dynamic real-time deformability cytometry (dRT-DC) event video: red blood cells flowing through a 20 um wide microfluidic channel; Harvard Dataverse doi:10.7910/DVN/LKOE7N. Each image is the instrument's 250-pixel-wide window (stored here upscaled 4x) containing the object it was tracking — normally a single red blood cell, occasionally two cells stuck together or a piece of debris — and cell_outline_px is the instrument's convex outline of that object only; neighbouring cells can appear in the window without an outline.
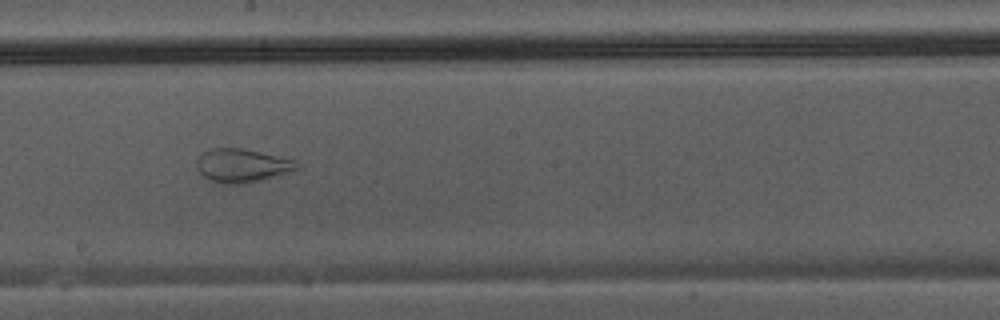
{"species": "Egyptian fruit bat (a non-hibernating species)", "species_latin": "Rousettus aegyptiacus", "temperature_condition": "warm", "stored_images_in_passage": 46, "segment_of_instrument_passage": [2, 2], "camera_frame_rate_fps": 3000, "um_per_image_px": 0.085, "animal": {"sex": "male"}, "frame": {"image": 1, "passage_image": 27, "time_ms": 8.667, "image_size_px": [1000, 320], "cell_outline_px": [[300, 168], [288, 172], [260, 180], [244, 184], [220, 184], [208, 180], [196, 168], [196, 160], [204, 152], [212, 148], [240, 148], [260, 152], [296, 160], [300, 164]], "centroid_in_image_um": [20.56, 14.08], "position_along_channel_um": 227.6, "area_um2": 19.59}}
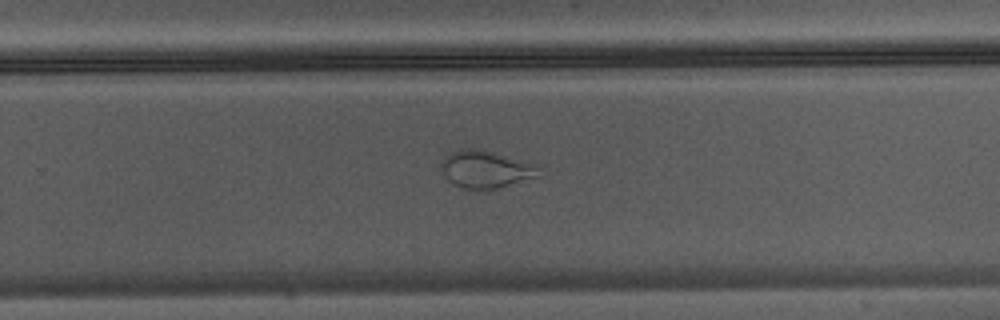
{"frame": {"image": 2, "passage_image": 31, "time_ms": 10.0, "image_size_px": [1000, 320], "cell_outline_px": [[544, 164], [536, 176], [496, 188], [464, 188], [448, 180], [440, 164], [444, 156], [460, 148], [480, 148]], "centroid_in_image_um": [41.36, 14.32], "position_along_channel_um": 288.4, "area_um2": 21.39}}
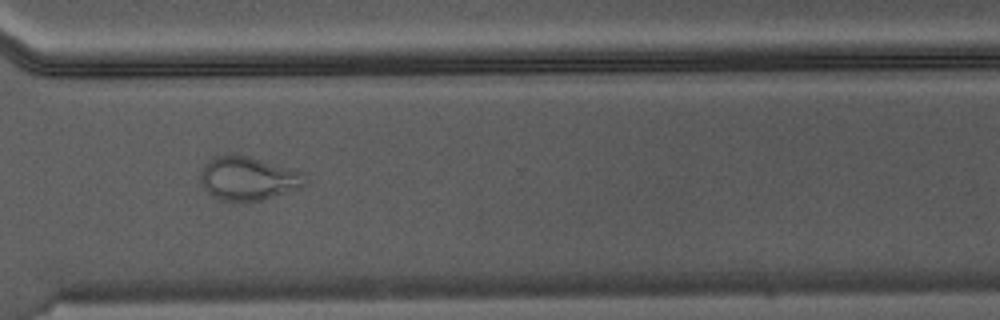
{"frame": {"image": 3, "passage_image": 35, "time_ms": 11.333, "image_size_px": [1000, 320], "cell_outline_px": [[308, 184], [300, 188], [264, 200], [220, 200], [212, 196], [204, 188], [200, 180], [200, 172], [204, 164], [212, 156], [224, 152], [232, 152], [248, 156], [304, 172], [308, 180]], "centroid_in_image_um": [21.08, 15.13], "position_along_channel_um": 349.5, "area_um2": 27.17}}